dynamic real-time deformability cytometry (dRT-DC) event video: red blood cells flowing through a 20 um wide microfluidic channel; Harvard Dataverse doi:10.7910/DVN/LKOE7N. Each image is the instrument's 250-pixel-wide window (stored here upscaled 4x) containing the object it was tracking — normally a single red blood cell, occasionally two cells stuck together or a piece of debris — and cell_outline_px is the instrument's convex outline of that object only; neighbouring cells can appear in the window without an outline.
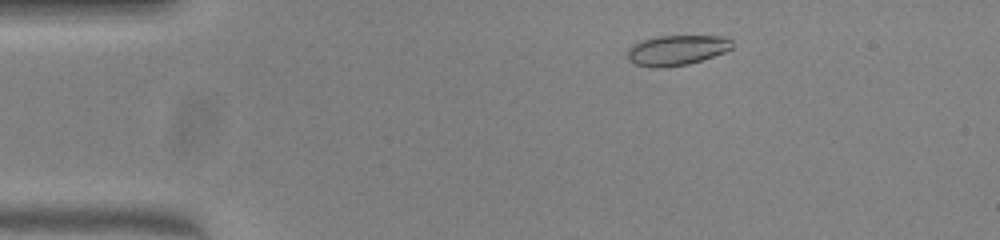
{"species": "common noctule bat (a hibernating species)", "species_latin": "Nyctalus noctula", "temperature_condition": "warm", "stored_images_in_passage": 48, "camera_frame_rate_fps": 3000, "um_per_image_px": 0.085, "animal": {"sex": "female", "body_mass_g": 23.0, "forearm_length_mm": 53.4}, "frame": {"image": 1, "passage_image": 5, "time_ms": 1.333, "image_size_px": [1000, 240], "cell_outline_px": [[732, 48], [724, 52], [688, 64], [660, 68], [656, 68], [636, 64], [628, 60], [628, 48], [632, 44], [644, 40], [660, 36], [724, 36], [732, 40]], "centroid_in_image_um": [57.52, 4.26], "position_along_channel_um": 27.5, "area_um2": 18.21}}
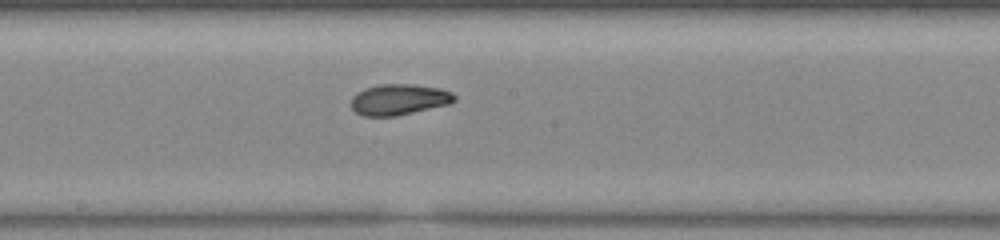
{"frame": {"image": 2, "passage_image": 24, "time_ms": 7.667, "image_size_px": [1000, 240], "cell_outline_px": [[456, 100], [448, 104], [396, 116], [364, 116], [356, 112], [352, 108], [352, 96], [364, 88], [380, 84], [412, 84], [440, 88], [452, 92], [456, 96]], "centroid_in_image_um": [33.92, 8.45], "position_along_channel_um": 214.3, "area_um2": 18.55}}
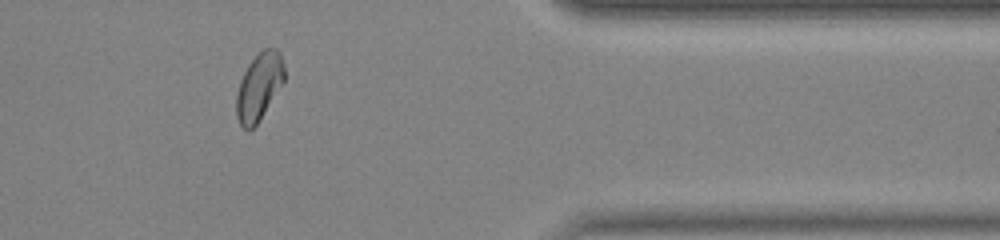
{"frame": {"image": 3, "passage_image": 39, "time_ms": 12.667, "image_size_px": [1000, 240], "cell_outline_px": [[284, 80], [260, 120], [248, 132], [240, 124], [236, 116], [236, 96], [240, 80], [248, 64], [264, 48], [276, 48], [280, 52], [284, 64]], "centroid_in_image_um": [22.01, 7.37], "position_along_channel_um": 389.4, "area_um2": 18.67}, "authors_computed_cell_mechanics": {"area_um2": 18.7272, "velocity_mm_per_s": 3.9509, "shape_relaxation_time_tau1_ms": 4.6898, "shape_relaxation_time_tau2_ms": 2.7326, "deformation_change_tau1": 0.1404, "deformation_change_tau2": 0.0624}}